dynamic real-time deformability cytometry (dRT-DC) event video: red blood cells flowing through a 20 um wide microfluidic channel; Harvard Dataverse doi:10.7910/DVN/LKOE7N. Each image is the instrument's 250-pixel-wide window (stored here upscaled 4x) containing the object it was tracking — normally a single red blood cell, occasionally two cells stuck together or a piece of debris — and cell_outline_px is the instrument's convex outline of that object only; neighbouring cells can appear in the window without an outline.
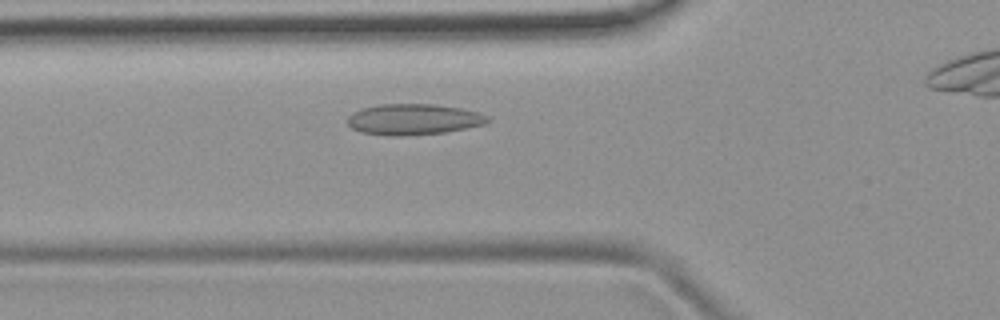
{"species": "common noctule bat (a hibernating species)", "species_latin": "Nyctalus noctula", "temperature_condition": "room temperature", "stored_images_in_passage": 39, "camera_frame_rate_fps": 3000, "um_per_image_px": 0.085, "animal": {"sex": "female", "body_mass_g": 19.9}, "frame": {"image": 1, "passage_image": 12, "time_ms": 3.667, "image_size_px": [1000, 320], "cell_outline_px": [[492, 120], [484, 124], [444, 132], [400, 136], [392, 136], [360, 132], [352, 128], [348, 124], [348, 116], [352, 112], [360, 108], [380, 104], [436, 104], [460, 108], [476, 112], [488, 116]], "centroid_in_image_um": [35.11, 10.14], "position_along_channel_um": 90.7, "area_um2": 25.2}}
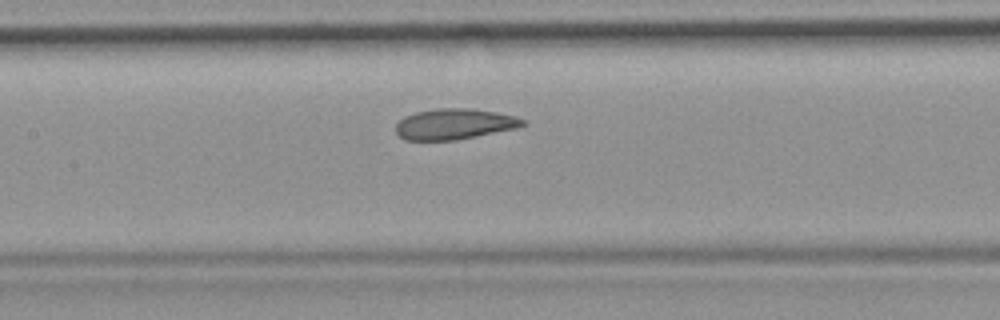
{"frame": {"image": 2, "passage_image": 18, "time_ms": 5.667, "image_size_px": [1000, 320], "cell_outline_px": [[528, 124], [516, 128], [456, 140], [404, 140], [396, 132], [396, 124], [404, 116], [416, 112], [436, 108], [472, 108], [496, 112], [516, 116], [528, 120]], "centroid_in_image_um": [38.66, 10.53], "position_along_channel_um": 168.7, "area_um2": 22.89}}
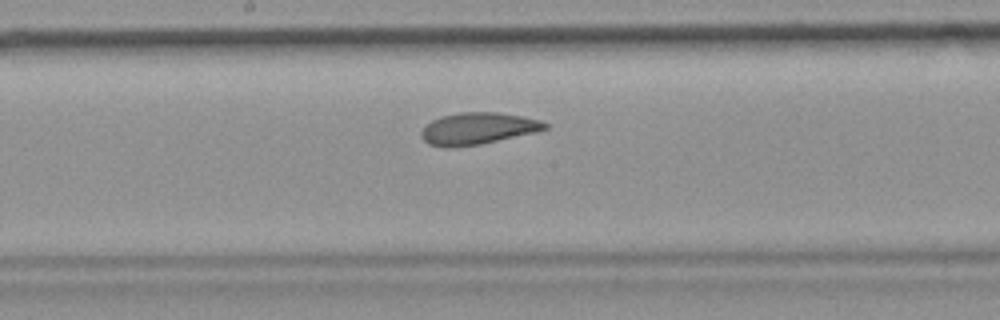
{"frame": {"image": 3, "passage_image": 21, "time_ms": 6.667, "image_size_px": [1000, 320], "cell_outline_px": [[548, 128], [536, 132], [480, 144], [428, 144], [420, 136], [420, 132], [432, 120], [440, 116], [460, 112], [496, 112], [520, 116], [540, 120], [548, 124]], "centroid_in_image_um": [40.66, 10.87], "position_along_channel_um": 207.5, "area_um2": 22.08}}